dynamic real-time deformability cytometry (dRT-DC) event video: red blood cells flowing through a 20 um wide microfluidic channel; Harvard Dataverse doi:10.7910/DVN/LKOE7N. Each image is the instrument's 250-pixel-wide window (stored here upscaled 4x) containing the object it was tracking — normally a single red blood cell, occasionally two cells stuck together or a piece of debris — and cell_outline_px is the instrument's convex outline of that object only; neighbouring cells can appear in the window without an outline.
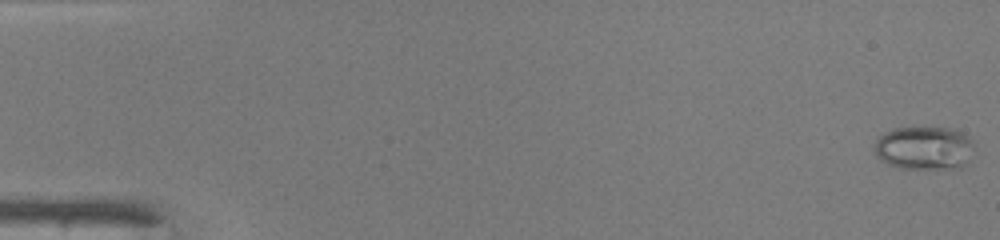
{"species": "common noctule bat (a hibernating species)", "species_latin": "Nyctalus noctula", "temperature_condition": "warm", "stored_images_in_passage": 48, "camera_frame_rate_fps": 3000, "um_per_image_px": 0.085, "animal": {"sex": "male", "body_mass_g": 19.0, "forearm_length_mm": 50.8}, "frame": {"image": 1, "passage_image": 1, "time_ms": 0.0, "image_size_px": [1000, 240], "cell_outline_px": [[976, 152], [968, 164], [960, 168], [900, 168], [888, 164], [880, 160], [876, 156], [876, 140], [884, 132], [892, 128], [956, 128], [964, 132], [972, 140]], "centroid_in_image_um": [78.64, 12.58], "position_along_channel_um": 6.4, "area_um2": 25.72}}
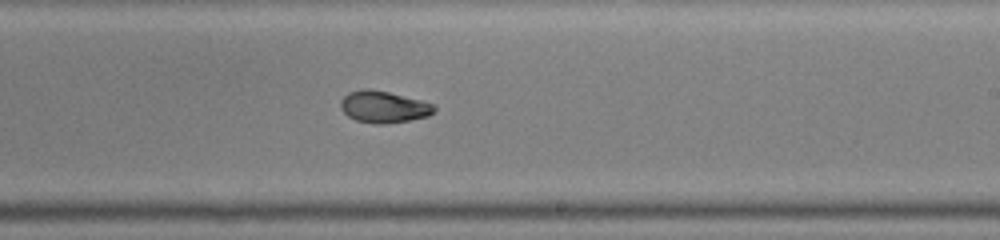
{"frame": {"image": 2, "passage_image": 30, "time_ms": 9.667, "image_size_px": [1000, 240], "cell_outline_px": [[436, 108], [428, 116], [408, 120], [384, 124], [376, 124], [356, 120], [348, 116], [340, 108], [340, 100], [348, 92], [368, 88], [388, 92], [420, 100], [432, 104]], "centroid_in_image_um": [32.56, 9.08], "position_along_channel_um": 256.4, "area_um2": 17.11}}
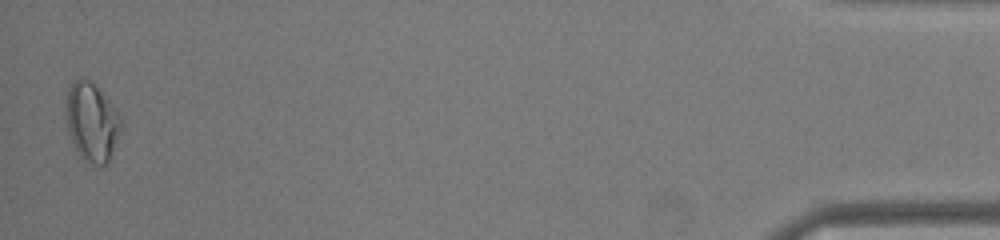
{"frame": {"image": 3, "passage_image": 48, "time_ms": 15.667, "image_size_px": [1000, 240], "cell_outline_px": [[120, 128], [108, 160], [104, 164], [96, 164], [84, 160], [80, 156], [68, 132], [64, 116], [64, 104], [68, 88], [76, 80], [84, 76], [116, 108], [120, 116]], "centroid_in_image_um": [7.73, 10.33], "position_along_channel_um": 427.5, "area_um2": 24.68}, "authors_computed_cell_mechanics": {"area_um2": 18.207, "velocity_mm_per_s": 4.2606, "shape_relaxation_time_tau1_ms": null, "shape_relaxation_time_tau2_ms": 1.8309, "deformation_change_tau1": null, "deformation_change_tau2": 0.0572}}